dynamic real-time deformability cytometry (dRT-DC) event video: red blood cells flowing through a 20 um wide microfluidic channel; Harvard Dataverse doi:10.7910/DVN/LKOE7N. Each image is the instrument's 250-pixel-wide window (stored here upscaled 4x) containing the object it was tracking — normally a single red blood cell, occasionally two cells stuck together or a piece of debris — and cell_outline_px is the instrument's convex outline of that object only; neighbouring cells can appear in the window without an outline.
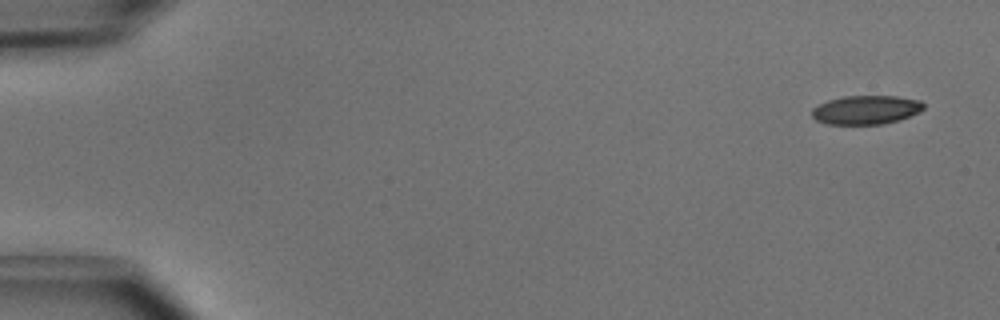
{"species": "common noctule bat (a hibernating species)", "species_latin": "Nyctalus noctula", "temperature_condition": "cold", "stored_images_in_passage": 4, "camera_frame_rate_fps": 3000, "um_per_image_px": 0.085, "animal": {"sex": "male", "body_mass_g": 15.6}, "frame": {"image": 1, "passage_image": 1, "time_ms": 0.0, "image_size_px": [1000, 320], "cell_outline_px": [[924, 108], [920, 112], [900, 120], [880, 124], [828, 124], [816, 120], [812, 116], [812, 108], [828, 100], [844, 96], [896, 96], [920, 100], [924, 104]], "centroid_in_image_um": [73.63, 9.33], "position_along_channel_um": 11.4, "area_um2": 18.79}}